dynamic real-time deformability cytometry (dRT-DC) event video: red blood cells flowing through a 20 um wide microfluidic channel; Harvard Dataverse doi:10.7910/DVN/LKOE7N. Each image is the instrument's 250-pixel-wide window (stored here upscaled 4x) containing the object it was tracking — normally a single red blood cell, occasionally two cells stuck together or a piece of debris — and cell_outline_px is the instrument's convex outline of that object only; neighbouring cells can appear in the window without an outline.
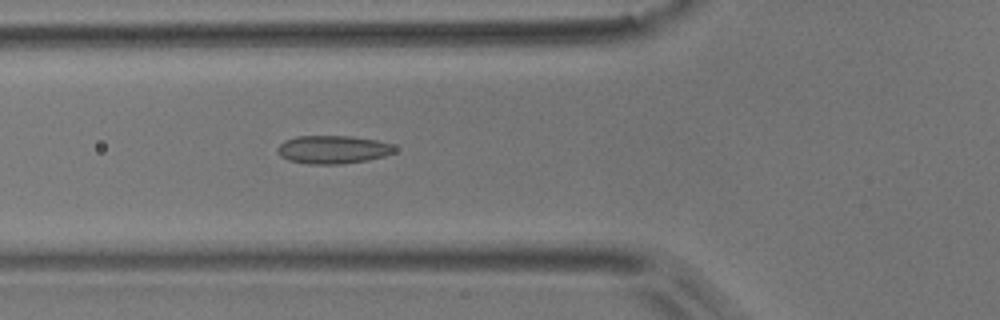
{"species": "common noctule bat (a hibernating species)", "species_latin": "Nyctalus noctula", "temperature_condition": "room temperature", "stored_images_in_passage": 5, "camera_frame_rate_fps": 3000, "um_per_image_px": 0.085, "animal": {"sex": "male", "body_mass_g": 17.9}, "frame": {"image": 1, "passage_image": 5, "time_ms": 1.333, "image_size_px": [1000, 320], "cell_outline_px": [[396, 152], [384, 156], [368, 160], [340, 164], [308, 164], [288, 160], [280, 156], [276, 152], [276, 148], [284, 140], [296, 136], [352, 136], [376, 140], [392, 144], [396, 148]], "centroid_in_image_um": [28.28, 12.71], "position_along_channel_um": 97.5, "area_um2": 19.42}}